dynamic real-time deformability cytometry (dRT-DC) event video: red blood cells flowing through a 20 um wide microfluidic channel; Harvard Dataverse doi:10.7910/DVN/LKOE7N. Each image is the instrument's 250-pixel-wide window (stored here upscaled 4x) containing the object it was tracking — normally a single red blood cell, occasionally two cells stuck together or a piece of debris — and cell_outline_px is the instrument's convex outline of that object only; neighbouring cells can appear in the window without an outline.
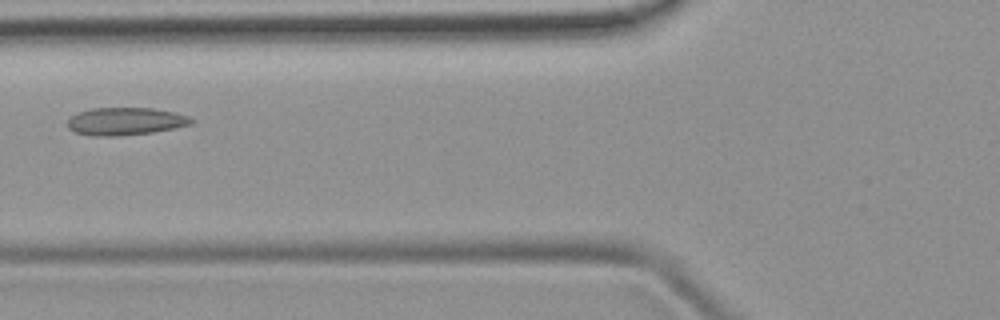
{"species": "common noctule bat (a hibernating species)", "species_latin": "Nyctalus noctula", "temperature_condition": "room temperature", "stored_images_in_passage": 3, "camera_frame_rate_fps": 3000, "um_per_image_px": 0.085, "animal": {"sex": "female", "body_mass_g": 19.9}, "frame": {"image": 1, "passage_image": 3, "time_ms": 2.333, "image_size_px": [1000, 320], "cell_outline_px": [[196, 120], [192, 124], [152, 132], [120, 136], [92, 136], [76, 132], [68, 128], [68, 116], [76, 112], [92, 108], [152, 108], [176, 112], [188, 116]], "centroid_in_image_um": [10.64, 10.3], "position_along_channel_um": 115.2, "area_um2": 20.11}}